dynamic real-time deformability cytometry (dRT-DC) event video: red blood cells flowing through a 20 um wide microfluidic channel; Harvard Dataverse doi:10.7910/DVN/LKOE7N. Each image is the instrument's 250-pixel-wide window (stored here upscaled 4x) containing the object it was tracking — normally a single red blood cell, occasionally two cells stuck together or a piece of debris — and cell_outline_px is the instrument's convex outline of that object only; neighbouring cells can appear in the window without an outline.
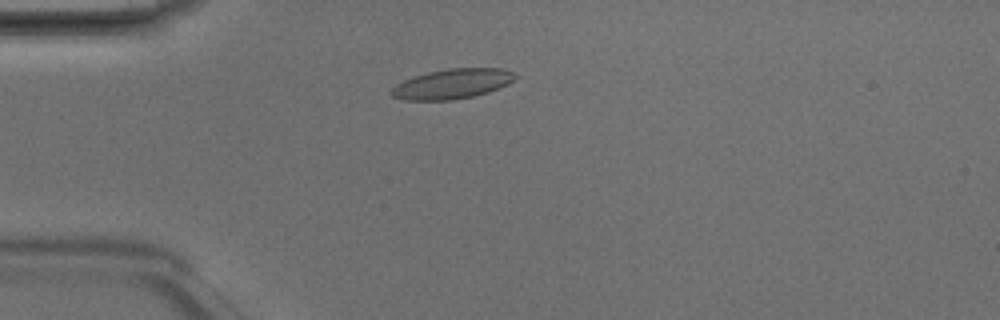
{"species": "Egyptian fruit bat (a non-hibernating species)", "species_latin": "Rousettus aegyptiacus", "temperature_condition": "room temperature", "stored_images_in_passage": 4, "camera_frame_rate_fps": 3000, "um_per_image_px": 0.085, "animal": {"sex": "male"}, "frame": {"image": 1, "passage_image": 3, "time_ms": 0.667, "image_size_px": [1000, 320], "cell_outline_px": [[516, 76], [508, 84], [488, 92], [472, 96], [452, 100], [404, 100], [392, 96], [388, 92], [396, 84], [404, 80], [428, 72], [448, 68], [504, 68], [516, 72]], "centroid_in_image_um": [38.44, 7.12], "position_along_channel_um": 46.6, "area_um2": 21.56}}